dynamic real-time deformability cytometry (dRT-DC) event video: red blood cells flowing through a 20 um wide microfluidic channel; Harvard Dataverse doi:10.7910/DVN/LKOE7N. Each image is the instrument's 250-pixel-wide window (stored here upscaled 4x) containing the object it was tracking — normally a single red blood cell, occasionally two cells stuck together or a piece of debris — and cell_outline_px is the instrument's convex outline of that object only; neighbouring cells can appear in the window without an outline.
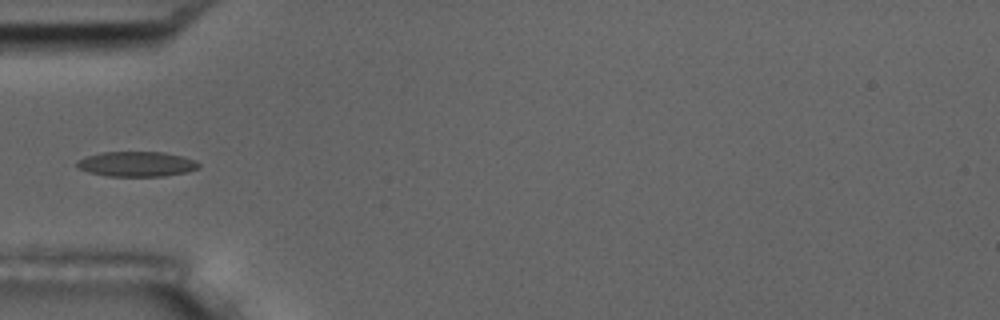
{"species": "common noctule bat (a hibernating species)", "species_latin": "Nyctalus noctula", "temperature_condition": "room temperature", "stored_images_in_passage": 6, "camera_frame_rate_fps": 3000, "um_per_image_px": 0.085, "animal": {"sex": "male", "body_mass_g": 17.5, "forearm_length_mm": 52.3}, "frame": {"image": 1, "passage_image": 6, "time_ms": 6.0, "image_size_px": [1000, 320], "cell_outline_px": [[200, 168], [188, 172], [164, 176], [108, 176], [76, 168], [76, 160], [88, 156], [104, 152], [164, 152], [184, 156], [196, 160], [200, 164]], "centroid_in_image_um": [11.67, 13.94], "position_along_channel_um": 73.3, "area_um2": 17.86}}